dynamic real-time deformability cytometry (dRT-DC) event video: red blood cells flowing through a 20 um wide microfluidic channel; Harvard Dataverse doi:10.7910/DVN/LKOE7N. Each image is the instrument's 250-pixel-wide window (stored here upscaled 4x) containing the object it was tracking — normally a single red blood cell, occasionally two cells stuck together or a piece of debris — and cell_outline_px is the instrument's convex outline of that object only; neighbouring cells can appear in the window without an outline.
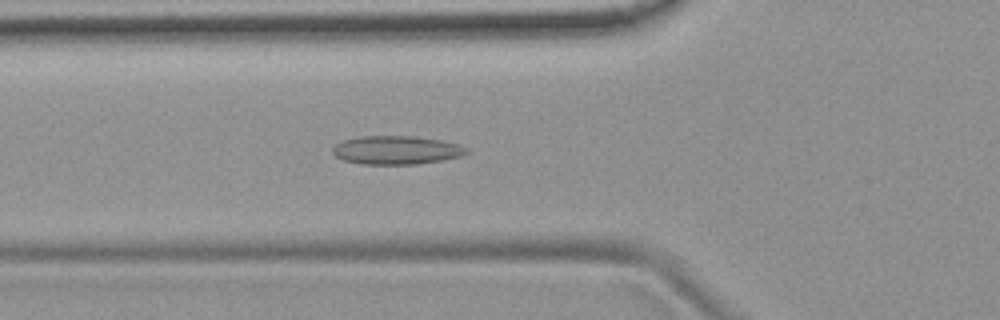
{"species": "common noctule bat (a hibernating species)", "species_latin": "Nyctalus noctula", "temperature_condition": "room temperature", "stored_images_in_passage": 49, "camera_frame_rate_fps": 3000, "um_per_image_px": 0.085, "animal": {"sex": "female", "body_mass_g": 19.9}, "frame": {"image": 1, "passage_image": 15, "time_ms": 4.667, "image_size_px": [1000, 320], "cell_outline_px": [[468, 152], [460, 156], [440, 160], [416, 164], [360, 164], [344, 160], [336, 156], [332, 152], [332, 148], [336, 144], [344, 140], [360, 136], [412, 136], [440, 140], [456, 144], [468, 148]], "centroid_in_image_um": [33.65, 12.76], "position_along_channel_um": 92.1, "area_um2": 22.02}}
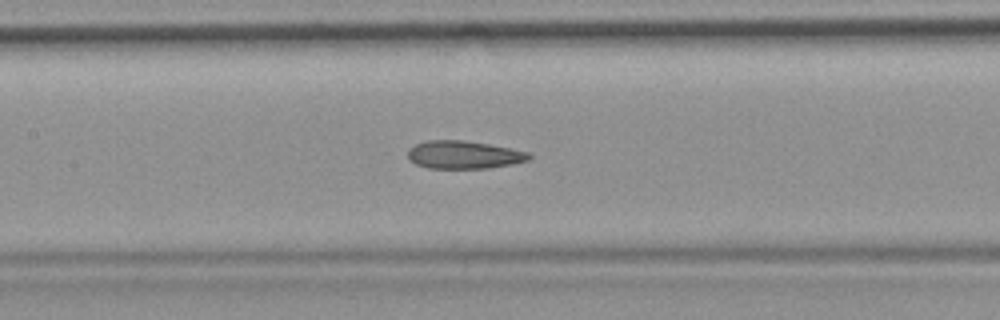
{"frame": {"image": 2, "passage_image": 21, "time_ms": 6.667, "image_size_px": [1000, 320], "cell_outline_px": [[532, 156], [528, 160], [512, 164], [488, 168], [428, 168], [416, 164], [408, 160], [408, 148], [416, 144], [428, 140], [460, 140], [488, 144], [528, 152]], "centroid_in_image_um": [39.39, 13.16], "position_along_channel_um": 168.0, "area_um2": 19.59}}
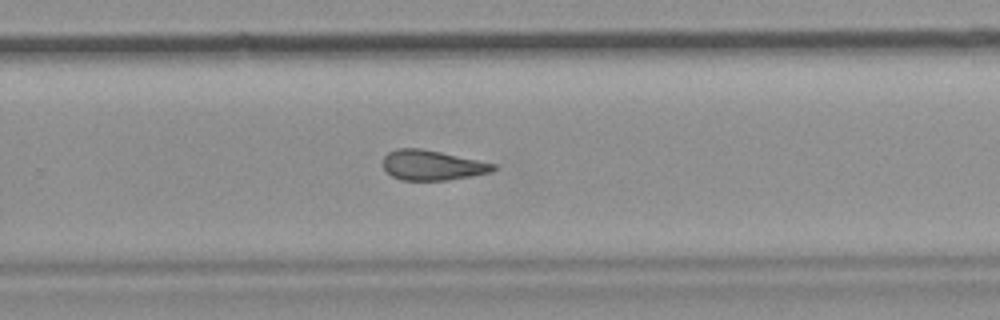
{"frame": {"image": 3, "passage_image": 31, "time_ms": 10.0, "image_size_px": [1000, 320], "cell_outline_px": [[496, 168], [492, 172], [448, 180], [400, 180], [392, 176], [384, 168], [384, 156], [388, 152], [396, 148], [420, 148], [440, 152], [496, 164]], "centroid_in_image_um": [36.72, 14.04], "position_along_channel_um": 293.1, "area_um2": 19.13}, "authors_computed_cell_mechanics": {"area_um2": 20.519, "velocity_mm_per_s": 3.7721, "shape_relaxation_time_tau1_ms": null, "shape_relaxation_time_tau2_ms": 3.9141, "deformation_change_tau1": null, "deformation_change_tau2": 0.1296}}